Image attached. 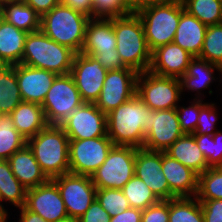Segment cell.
Segmentation results:
<instances>
[{"mask_svg": "<svg viewBox=\"0 0 222 222\" xmlns=\"http://www.w3.org/2000/svg\"><path fill=\"white\" fill-rule=\"evenodd\" d=\"M106 116L107 136L114 145L143 148L144 124L150 117V108L136 94Z\"/></svg>", "mask_w": 222, "mask_h": 222, "instance_id": "cell-1", "label": "cell"}, {"mask_svg": "<svg viewBox=\"0 0 222 222\" xmlns=\"http://www.w3.org/2000/svg\"><path fill=\"white\" fill-rule=\"evenodd\" d=\"M27 145L48 179L69 173V138L60 125H47Z\"/></svg>", "mask_w": 222, "mask_h": 222, "instance_id": "cell-2", "label": "cell"}, {"mask_svg": "<svg viewBox=\"0 0 222 222\" xmlns=\"http://www.w3.org/2000/svg\"><path fill=\"white\" fill-rule=\"evenodd\" d=\"M113 30L116 35V50L125 67L137 73L149 71L152 52L150 51L144 27L136 13L113 18Z\"/></svg>", "mask_w": 222, "mask_h": 222, "instance_id": "cell-3", "label": "cell"}, {"mask_svg": "<svg viewBox=\"0 0 222 222\" xmlns=\"http://www.w3.org/2000/svg\"><path fill=\"white\" fill-rule=\"evenodd\" d=\"M90 18L61 3L41 16L40 30L50 39L80 53Z\"/></svg>", "mask_w": 222, "mask_h": 222, "instance_id": "cell-4", "label": "cell"}, {"mask_svg": "<svg viewBox=\"0 0 222 222\" xmlns=\"http://www.w3.org/2000/svg\"><path fill=\"white\" fill-rule=\"evenodd\" d=\"M75 54L39 30L28 33L21 64L48 70L56 75H66L71 73Z\"/></svg>", "mask_w": 222, "mask_h": 222, "instance_id": "cell-5", "label": "cell"}, {"mask_svg": "<svg viewBox=\"0 0 222 222\" xmlns=\"http://www.w3.org/2000/svg\"><path fill=\"white\" fill-rule=\"evenodd\" d=\"M136 14L144 27L151 52L174 41L181 16V0H170L140 9Z\"/></svg>", "mask_w": 222, "mask_h": 222, "instance_id": "cell-6", "label": "cell"}, {"mask_svg": "<svg viewBox=\"0 0 222 222\" xmlns=\"http://www.w3.org/2000/svg\"><path fill=\"white\" fill-rule=\"evenodd\" d=\"M137 148L114 145L104 163L92 174V182L97 189H122L135 175Z\"/></svg>", "mask_w": 222, "mask_h": 222, "instance_id": "cell-7", "label": "cell"}, {"mask_svg": "<svg viewBox=\"0 0 222 222\" xmlns=\"http://www.w3.org/2000/svg\"><path fill=\"white\" fill-rule=\"evenodd\" d=\"M181 83L179 78L162 77L144 71L138 73L136 80V95L151 110L175 109L181 98Z\"/></svg>", "mask_w": 222, "mask_h": 222, "instance_id": "cell-8", "label": "cell"}, {"mask_svg": "<svg viewBox=\"0 0 222 222\" xmlns=\"http://www.w3.org/2000/svg\"><path fill=\"white\" fill-rule=\"evenodd\" d=\"M84 102L71 74L57 75L42 103L48 125H60Z\"/></svg>", "mask_w": 222, "mask_h": 222, "instance_id": "cell-9", "label": "cell"}, {"mask_svg": "<svg viewBox=\"0 0 222 222\" xmlns=\"http://www.w3.org/2000/svg\"><path fill=\"white\" fill-rule=\"evenodd\" d=\"M113 146L108 136L69 139V173L92 176L104 163Z\"/></svg>", "mask_w": 222, "mask_h": 222, "instance_id": "cell-10", "label": "cell"}, {"mask_svg": "<svg viewBox=\"0 0 222 222\" xmlns=\"http://www.w3.org/2000/svg\"><path fill=\"white\" fill-rule=\"evenodd\" d=\"M58 187L68 216L80 218L96 199L91 176L66 173L52 179Z\"/></svg>", "mask_w": 222, "mask_h": 222, "instance_id": "cell-11", "label": "cell"}, {"mask_svg": "<svg viewBox=\"0 0 222 222\" xmlns=\"http://www.w3.org/2000/svg\"><path fill=\"white\" fill-rule=\"evenodd\" d=\"M143 148L150 151H165L184 133L181 131L175 109L151 110L144 124Z\"/></svg>", "mask_w": 222, "mask_h": 222, "instance_id": "cell-12", "label": "cell"}, {"mask_svg": "<svg viewBox=\"0 0 222 222\" xmlns=\"http://www.w3.org/2000/svg\"><path fill=\"white\" fill-rule=\"evenodd\" d=\"M60 126L69 139L82 140L107 136V116L95 103H83Z\"/></svg>", "mask_w": 222, "mask_h": 222, "instance_id": "cell-13", "label": "cell"}, {"mask_svg": "<svg viewBox=\"0 0 222 222\" xmlns=\"http://www.w3.org/2000/svg\"><path fill=\"white\" fill-rule=\"evenodd\" d=\"M138 73L131 68L108 71L96 106L108 114L136 94Z\"/></svg>", "mask_w": 222, "mask_h": 222, "instance_id": "cell-14", "label": "cell"}, {"mask_svg": "<svg viewBox=\"0 0 222 222\" xmlns=\"http://www.w3.org/2000/svg\"><path fill=\"white\" fill-rule=\"evenodd\" d=\"M107 72L92 56L81 52L75 54L70 74L84 103L98 100Z\"/></svg>", "mask_w": 222, "mask_h": 222, "instance_id": "cell-15", "label": "cell"}, {"mask_svg": "<svg viewBox=\"0 0 222 222\" xmlns=\"http://www.w3.org/2000/svg\"><path fill=\"white\" fill-rule=\"evenodd\" d=\"M24 207L47 222H56L68 216L57 184L51 179L27 190Z\"/></svg>", "mask_w": 222, "mask_h": 222, "instance_id": "cell-16", "label": "cell"}, {"mask_svg": "<svg viewBox=\"0 0 222 222\" xmlns=\"http://www.w3.org/2000/svg\"><path fill=\"white\" fill-rule=\"evenodd\" d=\"M162 170V151L137 148L135 176L150 187L159 200H169V185Z\"/></svg>", "mask_w": 222, "mask_h": 222, "instance_id": "cell-17", "label": "cell"}, {"mask_svg": "<svg viewBox=\"0 0 222 222\" xmlns=\"http://www.w3.org/2000/svg\"><path fill=\"white\" fill-rule=\"evenodd\" d=\"M56 76L48 70L16 64V77L22 101L42 105Z\"/></svg>", "mask_w": 222, "mask_h": 222, "instance_id": "cell-18", "label": "cell"}, {"mask_svg": "<svg viewBox=\"0 0 222 222\" xmlns=\"http://www.w3.org/2000/svg\"><path fill=\"white\" fill-rule=\"evenodd\" d=\"M194 57L174 42L152 52L149 71L162 77L181 78Z\"/></svg>", "mask_w": 222, "mask_h": 222, "instance_id": "cell-19", "label": "cell"}, {"mask_svg": "<svg viewBox=\"0 0 222 222\" xmlns=\"http://www.w3.org/2000/svg\"><path fill=\"white\" fill-rule=\"evenodd\" d=\"M169 185V200L175 197H195L198 175L162 151V170Z\"/></svg>", "mask_w": 222, "mask_h": 222, "instance_id": "cell-20", "label": "cell"}, {"mask_svg": "<svg viewBox=\"0 0 222 222\" xmlns=\"http://www.w3.org/2000/svg\"><path fill=\"white\" fill-rule=\"evenodd\" d=\"M117 47L112 19H90L86 27L85 42L81 53H114Z\"/></svg>", "mask_w": 222, "mask_h": 222, "instance_id": "cell-21", "label": "cell"}, {"mask_svg": "<svg viewBox=\"0 0 222 222\" xmlns=\"http://www.w3.org/2000/svg\"><path fill=\"white\" fill-rule=\"evenodd\" d=\"M8 161L14 176L27 190L42 185L49 180L27 144L22 149L14 152Z\"/></svg>", "mask_w": 222, "mask_h": 222, "instance_id": "cell-22", "label": "cell"}, {"mask_svg": "<svg viewBox=\"0 0 222 222\" xmlns=\"http://www.w3.org/2000/svg\"><path fill=\"white\" fill-rule=\"evenodd\" d=\"M207 25L189 14L181 1V16L174 37V43L198 57L203 47Z\"/></svg>", "mask_w": 222, "mask_h": 222, "instance_id": "cell-23", "label": "cell"}, {"mask_svg": "<svg viewBox=\"0 0 222 222\" xmlns=\"http://www.w3.org/2000/svg\"><path fill=\"white\" fill-rule=\"evenodd\" d=\"M164 152L198 176L210 168L193 134H183Z\"/></svg>", "mask_w": 222, "mask_h": 222, "instance_id": "cell-24", "label": "cell"}, {"mask_svg": "<svg viewBox=\"0 0 222 222\" xmlns=\"http://www.w3.org/2000/svg\"><path fill=\"white\" fill-rule=\"evenodd\" d=\"M27 35L0 17V65L21 63Z\"/></svg>", "mask_w": 222, "mask_h": 222, "instance_id": "cell-25", "label": "cell"}, {"mask_svg": "<svg viewBox=\"0 0 222 222\" xmlns=\"http://www.w3.org/2000/svg\"><path fill=\"white\" fill-rule=\"evenodd\" d=\"M14 127L26 138L35 136L48 124L40 104L22 101L10 114Z\"/></svg>", "mask_w": 222, "mask_h": 222, "instance_id": "cell-26", "label": "cell"}, {"mask_svg": "<svg viewBox=\"0 0 222 222\" xmlns=\"http://www.w3.org/2000/svg\"><path fill=\"white\" fill-rule=\"evenodd\" d=\"M0 17L28 33L40 30L41 16L24 1L2 5L0 7Z\"/></svg>", "mask_w": 222, "mask_h": 222, "instance_id": "cell-27", "label": "cell"}, {"mask_svg": "<svg viewBox=\"0 0 222 222\" xmlns=\"http://www.w3.org/2000/svg\"><path fill=\"white\" fill-rule=\"evenodd\" d=\"M219 66L203 60L199 57H194L189 66L186 69L185 74L180 78L182 92L184 88L193 91H199L200 89H206L212 83V80H216L213 76V71Z\"/></svg>", "mask_w": 222, "mask_h": 222, "instance_id": "cell-28", "label": "cell"}, {"mask_svg": "<svg viewBox=\"0 0 222 222\" xmlns=\"http://www.w3.org/2000/svg\"><path fill=\"white\" fill-rule=\"evenodd\" d=\"M21 102L16 65H0V114H10Z\"/></svg>", "mask_w": 222, "mask_h": 222, "instance_id": "cell-29", "label": "cell"}, {"mask_svg": "<svg viewBox=\"0 0 222 222\" xmlns=\"http://www.w3.org/2000/svg\"><path fill=\"white\" fill-rule=\"evenodd\" d=\"M27 189L14 176L8 160H0V204L9 201L15 207L25 205Z\"/></svg>", "mask_w": 222, "mask_h": 222, "instance_id": "cell-30", "label": "cell"}, {"mask_svg": "<svg viewBox=\"0 0 222 222\" xmlns=\"http://www.w3.org/2000/svg\"><path fill=\"white\" fill-rule=\"evenodd\" d=\"M27 144V139L14 127L9 114H0V160H8Z\"/></svg>", "mask_w": 222, "mask_h": 222, "instance_id": "cell-31", "label": "cell"}, {"mask_svg": "<svg viewBox=\"0 0 222 222\" xmlns=\"http://www.w3.org/2000/svg\"><path fill=\"white\" fill-rule=\"evenodd\" d=\"M169 222H204L201 204L196 196L170 199Z\"/></svg>", "mask_w": 222, "mask_h": 222, "instance_id": "cell-32", "label": "cell"}, {"mask_svg": "<svg viewBox=\"0 0 222 222\" xmlns=\"http://www.w3.org/2000/svg\"><path fill=\"white\" fill-rule=\"evenodd\" d=\"M184 9L209 26L222 23V0H181Z\"/></svg>", "mask_w": 222, "mask_h": 222, "instance_id": "cell-33", "label": "cell"}, {"mask_svg": "<svg viewBox=\"0 0 222 222\" xmlns=\"http://www.w3.org/2000/svg\"><path fill=\"white\" fill-rule=\"evenodd\" d=\"M121 190L128 199L131 208L145 210L149 206L155 205L160 201L151 191L150 187L135 175Z\"/></svg>", "mask_w": 222, "mask_h": 222, "instance_id": "cell-34", "label": "cell"}, {"mask_svg": "<svg viewBox=\"0 0 222 222\" xmlns=\"http://www.w3.org/2000/svg\"><path fill=\"white\" fill-rule=\"evenodd\" d=\"M198 200L222 199V166L210 167L198 176Z\"/></svg>", "mask_w": 222, "mask_h": 222, "instance_id": "cell-35", "label": "cell"}, {"mask_svg": "<svg viewBox=\"0 0 222 222\" xmlns=\"http://www.w3.org/2000/svg\"><path fill=\"white\" fill-rule=\"evenodd\" d=\"M198 57L218 66L222 64V23L207 27Z\"/></svg>", "mask_w": 222, "mask_h": 222, "instance_id": "cell-36", "label": "cell"}, {"mask_svg": "<svg viewBox=\"0 0 222 222\" xmlns=\"http://www.w3.org/2000/svg\"><path fill=\"white\" fill-rule=\"evenodd\" d=\"M209 167L222 166V133L216 131L213 136L193 134Z\"/></svg>", "mask_w": 222, "mask_h": 222, "instance_id": "cell-37", "label": "cell"}, {"mask_svg": "<svg viewBox=\"0 0 222 222\" xmlns=\"http://www.w3.org/2000/svg\"><path fill=\"white\" fill-rule=\"evenodd\" d=\"M131 14L126 0H92L91 19H112Z\"/></svg>", "mask_w": 222, "mask_h": 222, "instance_id": "cell-38", "label": "cell"}, {"mask_svg": "<svg viewBox=\"0 0 222 222\" xmlns=\"http://www.w3.org/2000/svg\"><path fill=\"white\" fill-rule=\"evenodd\" d=\"M96 200L108 212L110 217L130 208L128 199L120 189H97Z\"/></svg>", "mask_w": 222, "mask_h": 222, "instance_id": "cell-39", "label": "cell"}, {"mask_svg": "<svg viewBox=\"0 0 222 222\" xmlns=\"http://www.w3.org/2000/svg\"><path fill=\"white\" fill-rule=\"evenodd\" d=\"M196 101V102H195ZM194 102V103H193ZM191 106L176 107L181 131L184 134H194L200 113V108L205 104L203 100H193Z\"/></svg>", "mask_w": 222, "mask_h": 222, "instance_id": "cell-40", "label": "cell"}, {"mask_svg": "<svg viewBox=\"0 0 222 222\" xmlns=\"http://www.w3.org/2000/svg\"><path fill=\"white\" fill-rule=\"evenodd\" d=\"M215 104H208L205 103L201 108H200V113L197 121V126L194 134H200V135H211L215 133V121L217 120V113L215 111Z\"/></svg>", "mask_w": 222, "mask_h": 222, "instance_id": "cell-41", "label": "cell"}, {"mask_svg": "<svg viewBox=\"0 0 222 222\" xmlns=\"http://www.w3.org/2000/svg\"><path fill=\"white\" fill-rule=\"evenodd\" d=\"M141 222H169V200H160L142 210Z\"/></svg>", "mask_w": 222, "mask_h": 222, "instance_id": "cell-42", "label": "cell"}, {"mask_svg": "<svg viewBox=\"0 0 222 222\" xmlns=\"http://www.w3.org/2000/svg\"><path fill=\"white\" fill-rule=\"evenodd\" d=\"M199 201L204 222H222V199Z\"/></svg>", "mask_w": 222, "mask_h": 222, "instance_id": "cell-43", "label": "cell"}, {"mask_svg": "<svg viewBox=\"0 0 222 222\" xmlns=\"http://www.w3.org/2000/svg\"><path fill=\"white\" fill-rule=\"evenodd\" d=\"M78 220L79 222H110L111 217L95 199Z\"/></svg>", "mask_w": 222, "mask_h": 222, "instance_id": "cell-44", "label": "cell"}, {"mask_svg": "<svg viewBox=\"0 0 222 222\" xmlns=\"http://www.w3.org/2000/svg\"><path fill=\"white\" fill-rule=\"evenodd\" d=\"M92 57L107 71L126 68L122 63L117 50H114V53H95Z\"/></svg>", "mask_w": 222, "mask_h": 222, "instance_id": "cell-45", "label": "cell"}, {"mask_svg": "<svg viewBox=\"0 0 222 222\" xmlns=\"http://www.w3.org/2000/svg\"><path fill=\"white\" fill-rule=\"evenodd\" d=\"M60 3L91 19L92 0H60Z\"/></svg>", "mask_w": 222, "mask_h": 222, "instance_id": "cell-46", "label": "cell"}, {"mask_svg": "<svg viewBox=\"0 0 222 222\" xmlns=\"http://www.w3.org/2000/svg\"><path fill=\"white\" fill-rule=\"evenodd\" d=\"M142 210L137 208H129L122 213L111 217L110 222H141Z\"/></svg>", "mask_w": 222, "mask_h": 222, "instance_id": "cell-47", "label": "cell"}, {"mask_svg": "<svg viewBox=\"0 0 222 222\" xmlns=\"http://www.w3.org/2000/svg\"><path fill=\"white\" fill-rule=\"evenodd\" d=\"M28 6H31L40 16L49 12L60 3V0H23Z\"/></svg>", "mask_w": 222, "mask_h": 222, "instance_id": "cell-48", "label": "cell"}, {"mask_svg": "<svg viewBox=\"0 0 222 222\" xmlns=\"http://www.w3.org/2000/svg\"><path fill=\"white\" fill-rule=\"evenodd\" d=\"M126 1L128 3V6L130 7L131 12L136 13L142 8L155 4L165 3L170 0H126Z\"/></svg>", "mask_w": 222, "mask_h": 222, "instance_id": "cell-49", "label": "cell"}, {"mask_svg": "<svg viewBox=\"0 0 222 222\" xmlns=\"http://www.w3.org/2000/svg\"><path fill=\"white\" fill-rule=\"evenodd\" d=\"M21 209L19 222H47L40 215L27 210L24 206Z\"/></svg>", "mask_w": 222, "mask_h": 222, "instance_id": "cell-50", "label": "cell"}, {"mask_svg": "<svg viewBox=\"0 0 222 222\" xmlns=\"http://www.w3.org/2000/svg\"><path fill=\"white\" fill-rule=\"evenodd\" d=\"M7 210L4 209V206L0 204V222H7Z\"/></svg>", "mask_w": 222, "mask_h": 222, "instance_id": "cell-51", "label": "cell"}, {"mask_svg": "<svg viewBox=\"0 0 222 222\" xmlns=\"http://www.w3.org/2000/svg\"><path fill=\"white\" fill-rule=\"evenodd\" d=\"M56 222H79L78 218L71 217V216H66Z\"/></svg>", "mask_w": 222, "mask_h": 222, "instance_id": "cell-52", "label": "cell"}, {"mask_svg": "<svg viewBox=\"0 0 222 222\" xmlns=\"http://www.w3.org/2000/svg\"><path fill=\"white\" fill-rule=\"evenodd\" d=\"M23 0H6L7 3L22 2Z\"/></svg>", "mask_w": 222, "mask_h": 222, "instance_id": "cell-53", "label": "cell"}, {"mask_svg": "<svg viewBox=\"0 0 222 222\" xmlns=\"http://www.w3.org/2000/svg\"><path fill=\"white\" fill-rule=\"evenodd\" d=\"M4 4H6V0H0V7Z\"/></svg>", "mask_w": 222, "mask_h": 222, "instance_id": "cell-54", "label": "cell"}, {"mask_svg": "<svg viewBox=\"0 0 222 222\" xmlns=\"http://www.w3.org/2000/svg\"><path fill=\"white\" fill-rule=\"evenodd\" d=\"M219 71H220L221 74H222V64L219 66Z\"/></svg>", "mask_w": 222, "mask_h": 222, "instance_id": "cell-55", "label": "cell"}]
</instances>
